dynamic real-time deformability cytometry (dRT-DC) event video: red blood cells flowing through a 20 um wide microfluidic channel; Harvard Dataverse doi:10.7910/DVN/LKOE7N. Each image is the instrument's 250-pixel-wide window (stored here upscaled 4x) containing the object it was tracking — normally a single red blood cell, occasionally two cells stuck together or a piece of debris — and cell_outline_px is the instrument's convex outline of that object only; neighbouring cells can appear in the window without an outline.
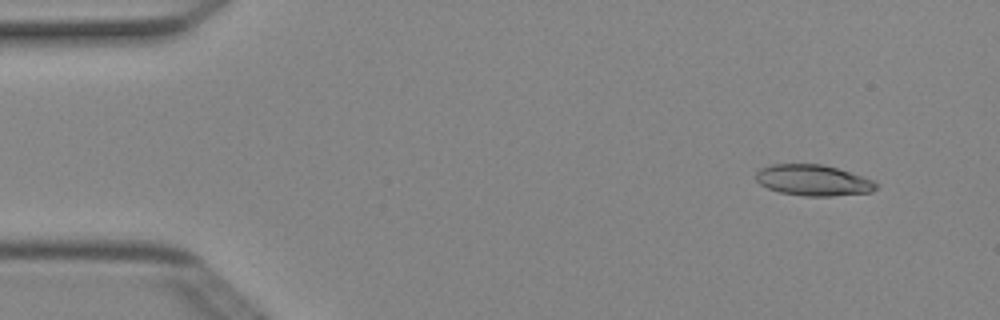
{"species": "Egyptian fruit bat (a non-hibernating species)", "species_latin": "Rousettus aegyptiacus", "temperature_condition": "cold", "stored_images_in_passage": 4, "camera_frame_rate_fps": 3000, "um_per_image_px": 0.085, "animal": {"sex": "female"}, "frame": {"image": 1, "passage_image": 1, "time_ms": 0.0, "image_size_px": [1000, 320], "cell_outline_px": [[876, 188], [872, 192], [832, 196], [804, 196], [780, 192], [768, 188], [760, 184], [756, 180], [756, 172], [760, 168], [772, 164], [824, 164], [872, 180], [876, 184]], "centroid_in_image_um": [69.08, 15.32], "position_along_channel_um": 15.9, "area_um2": 21.5}}
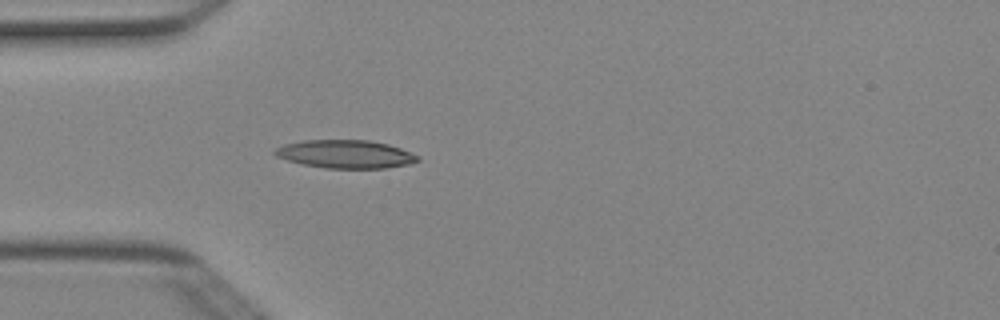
{"frame": {"image": 2, "passage_image": 4, "time_ms": 1.0, "image_size_px": [1000, 320], "cell_outline_px": [[420, 160], [408, 164], [384, 168], [324, 168], [304, 164], [288, 160], [276, 156], [272, 152], [276, 148], [284, 144], [304, 140], [368, 140], [388, 144], [400, 148], [420, 156]], "centroid_in_image_um": [29.36, 13.09], "position_along_channel_um": 55.6, "area_um2": 23.35}}